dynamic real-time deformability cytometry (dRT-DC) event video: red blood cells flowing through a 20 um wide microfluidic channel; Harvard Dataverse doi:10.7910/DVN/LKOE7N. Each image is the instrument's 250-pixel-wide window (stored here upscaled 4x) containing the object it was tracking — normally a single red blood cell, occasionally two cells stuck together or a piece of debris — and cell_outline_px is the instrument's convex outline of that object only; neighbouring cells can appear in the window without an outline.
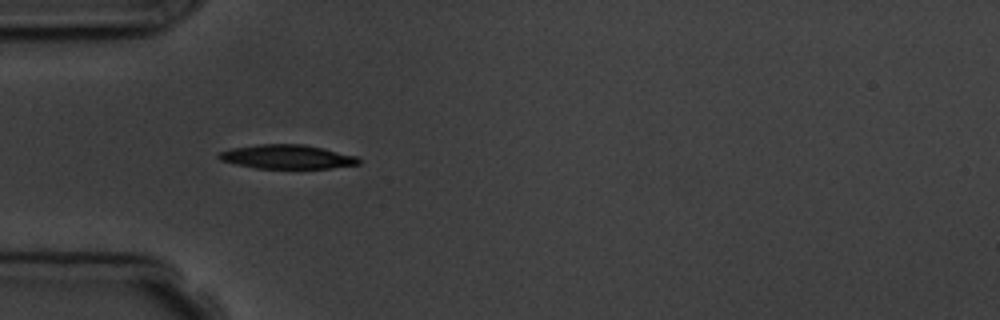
{"species": "common noctule bat (a hibernating species)", "species_latin": "Nyctalus noctula", "temperature_condition": "room temperature", "stored_images_in_passage": 4, "camera_frame_rate_fps": 3000, "um_per_image_px": 0.085, "animal": {"sex": "male", "body_mass_g": 19.5, "forearm_length_mm": 54.6}, "frame": {"image": 1, "passage_image": 1, "time_ms": 0.0, "image_size_px": [1000, 320], "cell_outline_px": [[360, 164], [332, 168], [256, 168], [236, 164], [220, 160], [216, 156], [220, 152], [232, 148], [260, 144], [304, 144], [324, 148], [356, 156], [360, 160]], "centroid_in_image_um": [24.41, 13.32], "position_along_channel_um": 60.6, "area_um2": 19.54}}